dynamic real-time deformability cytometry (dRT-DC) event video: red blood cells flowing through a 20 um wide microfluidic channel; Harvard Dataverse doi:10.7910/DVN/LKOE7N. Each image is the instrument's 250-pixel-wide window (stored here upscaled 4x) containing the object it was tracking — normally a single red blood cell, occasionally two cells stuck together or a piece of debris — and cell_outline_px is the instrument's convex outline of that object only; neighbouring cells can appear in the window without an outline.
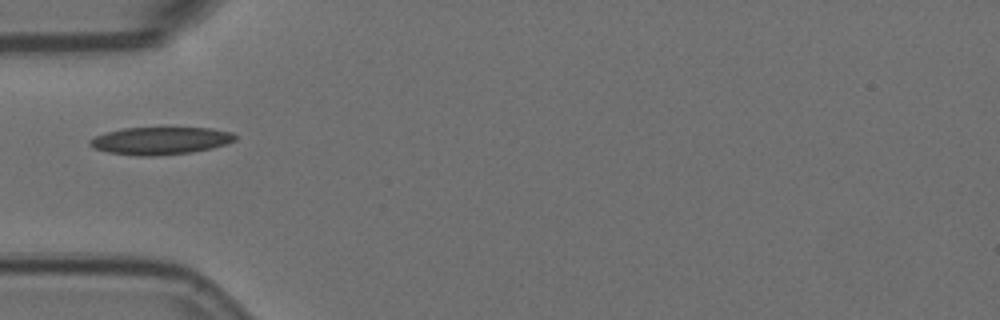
{"species": "Egyptian fruit bat (a non-hibernating species)", "species_latin": "Rousettus aegyptiacus", "temperature_condition": "room temperature", "stored_images_in_passage": 1, "camera_frame_rate_fps": 3000, "um_per_image_px": 0.085, "animal": {"sex": "female"}, "frame": {"image": 1, "passage_image": 1, "time_ms": 0.0, "image_size_px": [1000, 320], "cell_outline_px": [[236, 140], [212, 148], [192, 152], [156, 156], [136, 156], [108, 152], [92, 148], [88, 144], [88, 140], [96, 136], [108, 132], [124, 128], [212, 128], [232, 132], [236, 136]], "centroid_in_image_um": [13.62, 11.97], "position_along_channel_um": 71.4, "area_um2": 23.29}}